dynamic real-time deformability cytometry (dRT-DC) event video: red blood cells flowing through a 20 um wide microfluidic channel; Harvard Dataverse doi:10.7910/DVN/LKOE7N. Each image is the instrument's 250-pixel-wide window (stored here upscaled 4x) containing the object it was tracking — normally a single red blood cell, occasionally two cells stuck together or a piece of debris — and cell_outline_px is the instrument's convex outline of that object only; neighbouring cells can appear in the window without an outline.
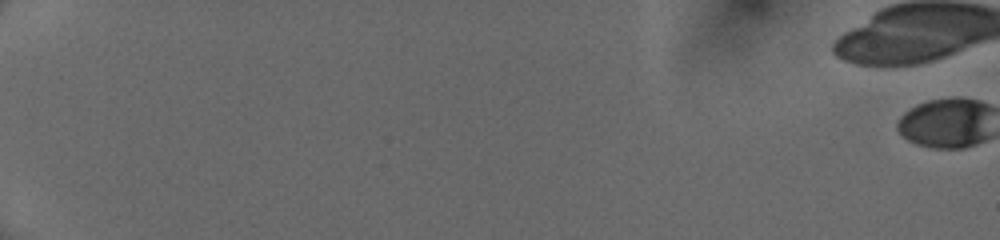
{"species": "human", "species_latin": "Homo sapiens", "temperature_condition": "cold", "stored_images_in_passage": 46, "camera_frame_rate_fps": 3000, "um_per_image_px": 0.085, "donor": {"sex": "female"}, "frame": {"image": 1, "passage_image": 1, "time_ms": 0.0, "image_size_px": [1000, 240], "cell_outline_px": [[984, 108], [980, 136], [976, 140], [968, 144], [928, 144], [916, 140], [908, 136], [900, 128], [900, 124], [904, 116], [908, 112], [924, 104], [940, 100], [972, 100], [980, 104]], "centroid_in_image_um": [80.3, 10.4], "position_along_channel_um": 4.7, "area_um2": 22.14}}
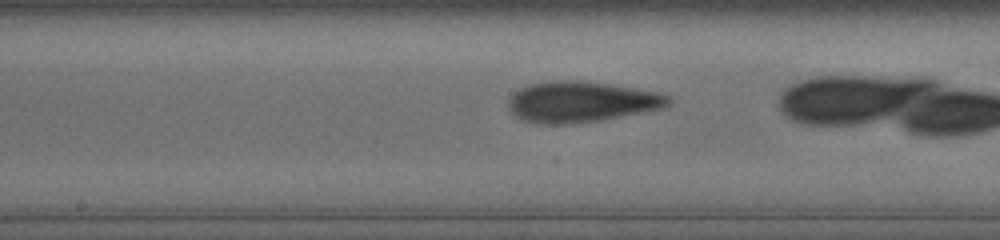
{"frame": {"image": 2, "passage_image": 32, "time_ms": 10.333, "image_size_px": [1000, 240], "cell_outline_px": [[660, 100], [656, 104], [640, 108], [596, 116], [532, 116], [524, 112], [516, 104], [516, 96], [532, 88], [604, 88], [656, 96]], "centroid_in_image_um": [49.35, 8.64], "position_along_channel_um": 198.8, "area_um2": 23.47}}
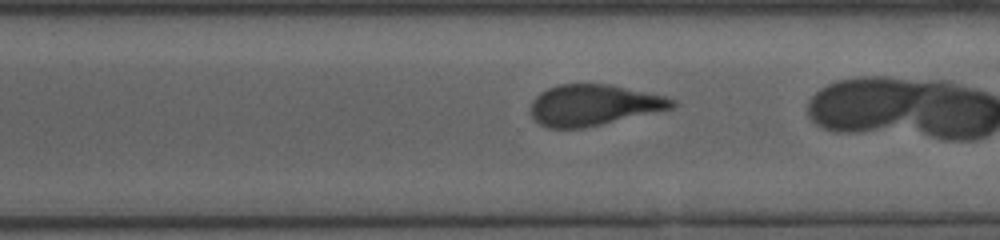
{"frame": {"image": 3, "passage_image": 41, "time_ms": 13.333, "image_size_px": [1000, 240], "cell_outline_px": [[672, 104], [660, 108], [604, 120], [584, 124], [548, 124], [540, 120], [536, 116], [536, 100], [544, 92], [556, 88], [576, 84], [584, 84], [612, 88], [668, 100]], "centroid_in_image_um": [50.29, 8.87], "position_along_channel_um": 320.3, "area_um2": 26.65}}